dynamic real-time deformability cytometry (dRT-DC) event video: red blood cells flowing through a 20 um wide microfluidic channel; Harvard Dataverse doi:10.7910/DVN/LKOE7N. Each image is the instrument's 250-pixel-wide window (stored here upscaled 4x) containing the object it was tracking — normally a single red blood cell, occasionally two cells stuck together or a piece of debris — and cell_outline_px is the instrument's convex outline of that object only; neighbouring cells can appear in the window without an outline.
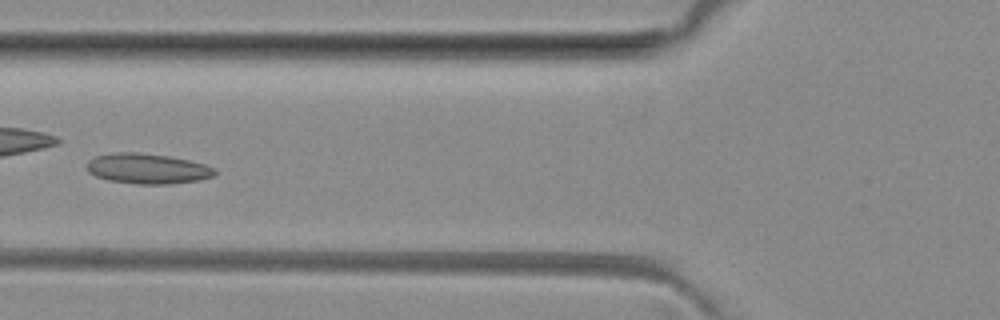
{"species": "common noctule bat (a hibernating species)", "species_latin": "Nyctalus noctula", "temperature_condition": "room temperature", "stored_images_in_passage": 2, "camera_frame_rate_fps": 3000, "um_per_image_px": 0.085, "animal": {"sex": "female", "body_mass_g": 29.2, "forearm_length_mm": 56.3}, "frame": {"image": 1, "passage_image": 2, "time_ms": 1.333, "image_size_px": [1000, 320], "cell_outline_px": [[216, 172], [212, 176], [196, 180], [168, 184], [140, 184], [108, 180], [96, 176], [88, 172], [88, 160], [96, 156], [116, 152], [140, 152], [168, 156], [188, 160], [204, 164], [216, 168]], "centroid_in_image_um": [12.52, 14.32], "position_along_channel_um": 113.3, "area_um2": 22.37}}